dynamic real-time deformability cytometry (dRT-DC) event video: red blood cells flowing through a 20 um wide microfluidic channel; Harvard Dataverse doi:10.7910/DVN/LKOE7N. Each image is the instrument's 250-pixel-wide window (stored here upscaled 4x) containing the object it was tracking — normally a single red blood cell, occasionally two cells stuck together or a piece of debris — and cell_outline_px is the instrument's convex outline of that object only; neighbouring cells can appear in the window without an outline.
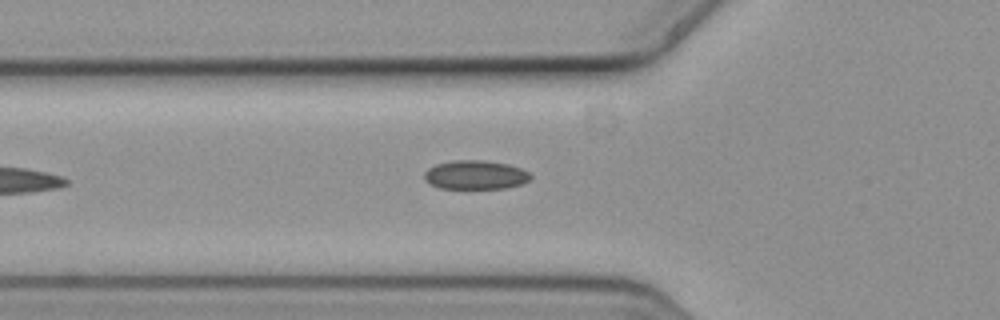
{"species": "common noctule bat (a hibernating species)", "species_latin": "Nyctalus noctula", "temperature_condition": "cold", "stored_images_in_passage": 4, "camera_frame_rate_fps": 3000, "um_per_image_px": 0.085, "animal": {"sex": "female", "body_mass_g": 19.3, "forearm_length_mm": 54.1}, "frame": {"image": 1, "passage_image": 4, "time_ms": 1.0, "image_size_px": [1000, 320], "cell_outline_px": [[532, 176], [524, 184], [508, 188], [440, 188], [424, 180], [424, 172], [428, 168], [436, 164], [452, 160], [484, 160], [508, 164], [520, 168], [528, 172]], "centroid_in_image_um": [40.42, 14.86], "position_along_channel_um": 85.4, "area_um2": 17.98}}